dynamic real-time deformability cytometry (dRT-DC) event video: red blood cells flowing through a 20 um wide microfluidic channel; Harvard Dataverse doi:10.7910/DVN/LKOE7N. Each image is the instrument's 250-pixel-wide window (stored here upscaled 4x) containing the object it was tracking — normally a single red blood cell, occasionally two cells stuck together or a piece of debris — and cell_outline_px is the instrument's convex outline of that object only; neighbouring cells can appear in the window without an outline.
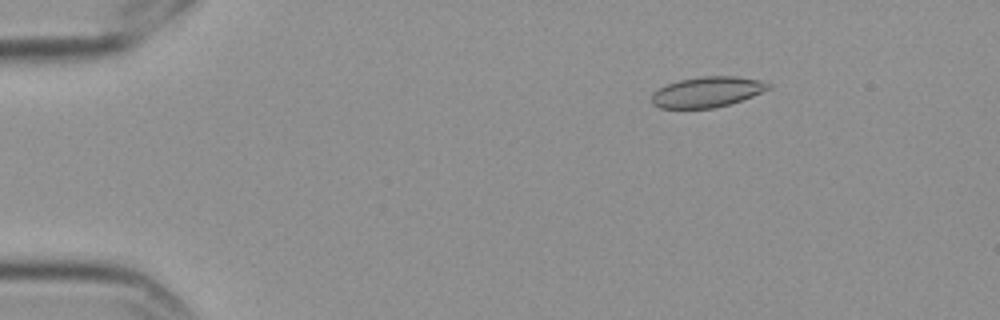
{"species": "Egyptian fruit bat (a non-hibernating species)", "species_latin": "Rousettus aegyptiacus", "temperature_condition": "cold", "stored_images_in_passage": 5, "camera_frame_rate_fps": 3000, "um_per_image_px": 0.085, "frame": {"image": 1, "passage_image": 1, "time_ms": 0.0, "image_size_px": [1000, 320], "cell_outline_px": [[772, 88], [752, 96], [728, 104], [712, 108], [660, 108], [652, 104], [652, 92], [668, 84], [680, 80], [700, 76], [736, 76], [760, 80], [772, 84]], "centroid_in_image_um": [60.12, 7.81], "position_along_channel_um": 24.9, "area_um2": 20.63}}
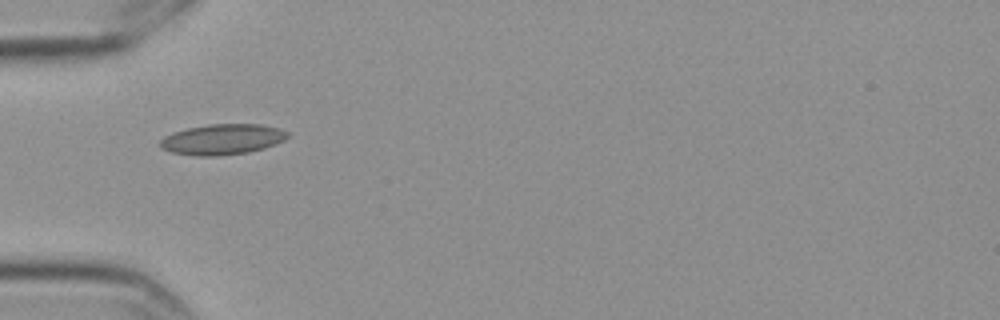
{"frame": {"image": 2, "passage_image": 4, "time_ms": 1.0, "image_size_px": [1000, 320], "cell_outline_px": [[288, 136], [284, 140], [276, 144], [264, 148], [248, 152], [216, 156], [196, 156], [172, 152], [160, 148], [160, 140], [164, 136], [172, 132], [188, 128], [208, 124], [260, 124], [280, 128], [288, 132]], "centroid_in_image_um": [18.89, 11.84], "position_along_channel_um": 66.1, "area_um2": 22.77}}
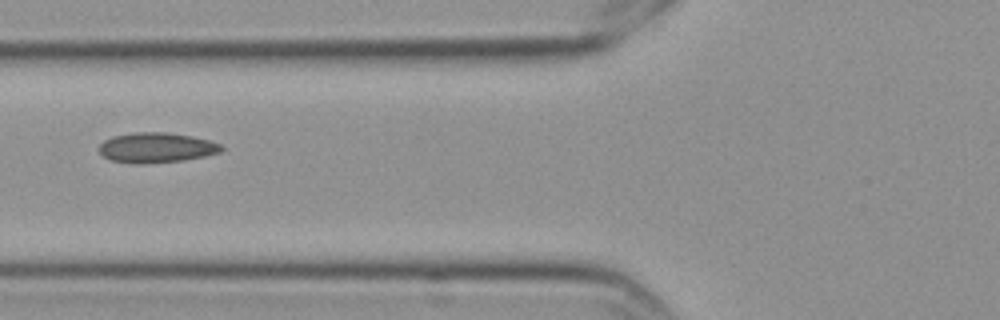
{"frame": {"image": 3, "passage_image": 5, "time_ms": 1.333, "image_size_px": [1000, 320], "cell_outline_px": [[224, 148], [220, 152], [204, 156], [184, 160], [140, 164], [132, 164], [112, 160], [104, 156], [96, 148], [104, 140], [112, 136], [132, 132], [164, 132], [192, 136], [208, 140], [220, 144]], "centroid_in_image_um": [13.25, 12.55], "position_along_channel_um": 112.5, "area_um2": 21.5}}